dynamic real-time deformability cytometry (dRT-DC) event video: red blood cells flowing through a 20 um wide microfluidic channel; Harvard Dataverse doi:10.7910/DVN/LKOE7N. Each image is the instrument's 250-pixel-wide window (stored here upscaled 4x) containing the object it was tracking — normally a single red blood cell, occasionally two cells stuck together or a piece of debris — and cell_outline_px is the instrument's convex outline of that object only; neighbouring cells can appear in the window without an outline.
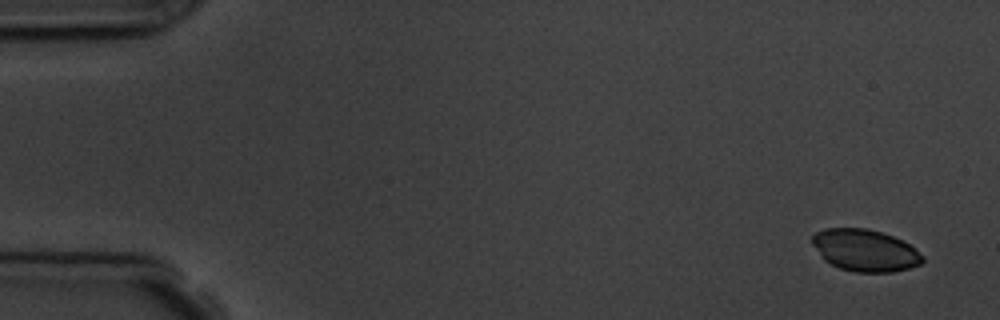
{"species": "common noctule bat (a hibernating species)", "species_latin": "Nyctalus noctula", "temperature_condition": "room temperature", "stored_images_in_passage": 5, "camera_frame_rate_fps": 3000, "um_per_image_px": 0.085, "animal": {"sex": "male", "body_mass_g": 19.5, "forearm_length_mm": 54.6}, "frame": {"image": 1, "passage_image": 1, "time_ms": 0.0, "image_size_px": [1000, 320], "cell_outline_px": [[924, 260], [920, 264], [908, 268], [892, 272], [856, 272], [840, 268], [824, 260], [820, 256], [812, 244], [812, 236], [816, 232], [824, 228], [868, 228], [892, 236], [916, 248], [924, 256]], "centroid_in_image_um": [73.52, 21.27], "position_along_channel_um": 11.5, "area_um2": 26.93}}